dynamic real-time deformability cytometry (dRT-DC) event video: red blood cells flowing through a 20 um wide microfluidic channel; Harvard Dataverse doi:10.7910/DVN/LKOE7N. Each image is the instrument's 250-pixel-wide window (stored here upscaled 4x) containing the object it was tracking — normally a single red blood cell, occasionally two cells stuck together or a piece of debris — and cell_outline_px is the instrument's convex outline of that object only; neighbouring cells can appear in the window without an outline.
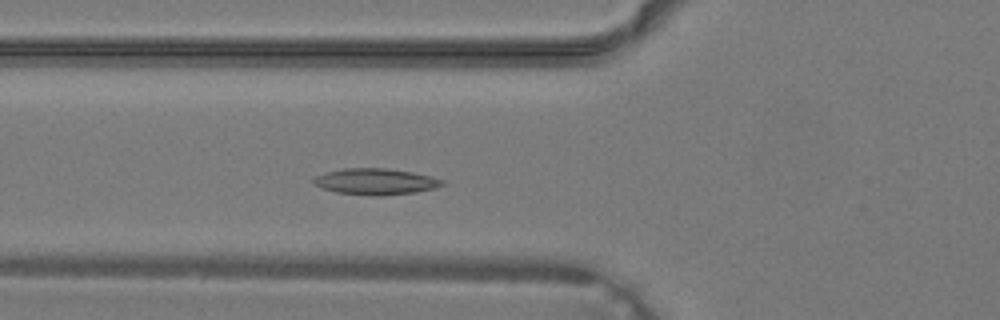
{"species": "common noctule bat (a hibernating species)", "species_latin": "Nyctalus noctula", "temperature_condition": "warm", "stored_images_in_passage": 34, "camera_frame_rate_fps": 3000, "um_per_image_px": 0.085, "animal": {"sex": "male", "body_mass_g": 19.2, "forearm_length_mm": 51.8}, "frame": {"image": 1, "passage_image": 10, "time_ms": 3.0, "image_size_px": [1000, 320], "cell_outline_px": [[444, 184], [436, 188], [416, 192], [380, 196], [336, 192], [324, 188], [316, 184], [312, 180], [316, 176], [328, 172], [344, 168], [384, 168], [412, 172], [432, 176], [444, 180]], "centroid_in_image_um": [31.99, 15.43], "position_along_channel_um": 93.8, "area_um2": 19.42}}
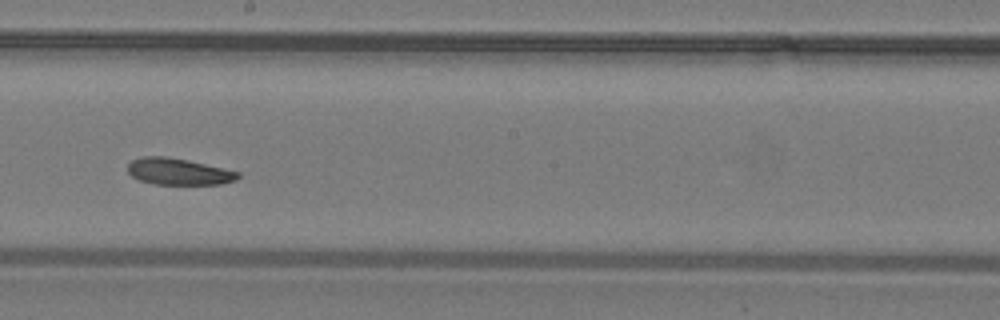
{"frame": {"image": 2, "passage_image": 18, "time_ms": 5.667, "image_size_px": [1000, 320], "cell_outline_px": [[240, 176], [236, 180], [220, 184], [156, 184], [140, 180], [132, 176], [128, 172], [128, 164], [132, 160], [140, 156], [164, 156], [188, 160], [240, 172]], "centroid_in_image_um": [15.17, 14.58], "position_along_channel_um": 233.0, "area_um2": 16.99}}
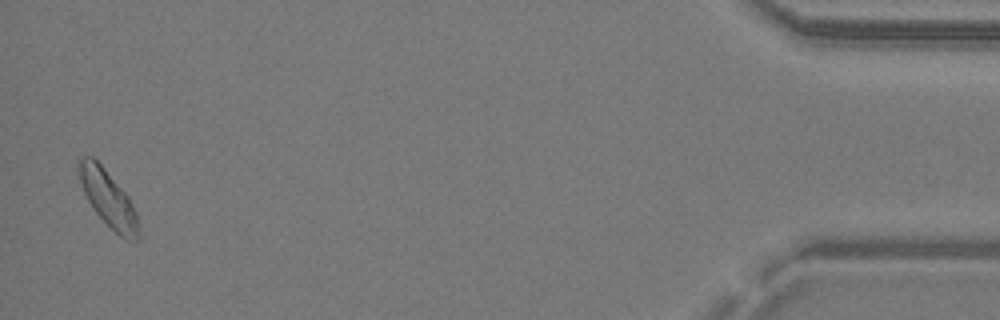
{"frame": {"image": 3, "passage_image": 34, "time_ms": 11.0, "image_size_px": [1000, 320], "cell_outline_px": [[140, 236], [136, 240], [124, 240], [96, 212], [88, 200], [84, 192], [80, 180], [76, 160], [80, 156], [92, 156], [104, 168], [128, 196], [136, 212], [140, 232]], "centroid_in_image_um": [9.19, 16.86], "position_along_channel_um": 426.0, "area_um2": 19.36}}